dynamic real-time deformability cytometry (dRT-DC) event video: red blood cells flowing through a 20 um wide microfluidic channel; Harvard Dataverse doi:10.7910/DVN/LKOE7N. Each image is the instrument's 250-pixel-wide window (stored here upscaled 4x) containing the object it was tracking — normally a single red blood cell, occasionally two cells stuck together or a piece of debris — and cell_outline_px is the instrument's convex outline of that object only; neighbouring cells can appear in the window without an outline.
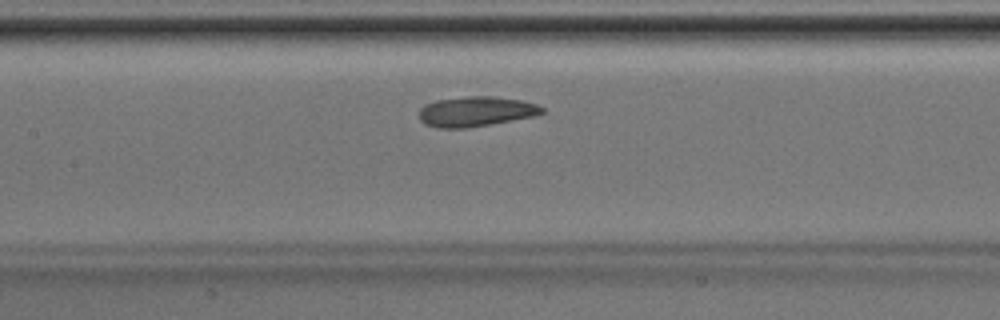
{"species": "Egyptian fruit bat (a non-hibernating species)", "species_latin": "Rousettus aegyptiacus", "temperature_condition": "room temperature", "stored_images_in_passage": 35, "camera_frame_rate_fps": 3000, "um_per_image_px": 0.085, "animal": {"sex": "male"}, "frame": {"image": 1, "passage_image": 11, "time_ms": 3.333, "image_size_px": [1000, 320], "cell_outline_px": [[544, 112], [536, 116], [464, 128], [440, 128], [424, 124], [420, 120], [420, 108], [424, 104], [436, 100], [460, 96], [492, 96], [520, 100], [536, 104], [544, 108]], "centroid_in_image_um": [40.42, 9.46], "position_along_channel_um": 167.0, "area_um2": 21.5}}